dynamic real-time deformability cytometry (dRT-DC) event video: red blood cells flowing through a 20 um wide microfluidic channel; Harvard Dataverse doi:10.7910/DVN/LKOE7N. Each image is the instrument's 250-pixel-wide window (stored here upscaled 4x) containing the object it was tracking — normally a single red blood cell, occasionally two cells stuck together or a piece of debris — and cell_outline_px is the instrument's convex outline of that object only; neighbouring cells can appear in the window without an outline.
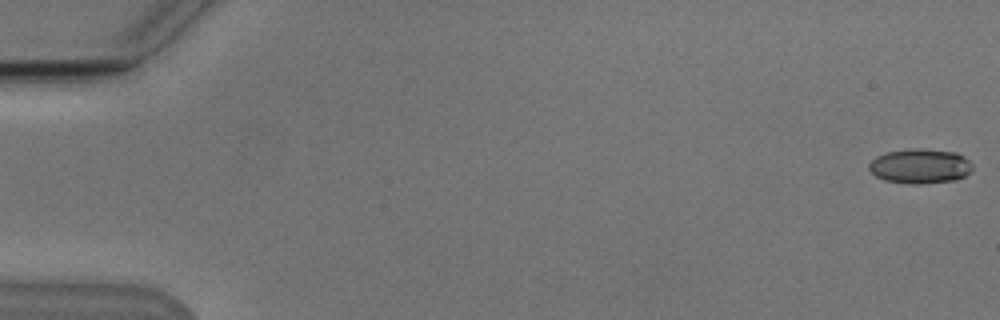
{"species": "Egyptian fruit bat (a non-hibernating species)", "species_latin": "Rousettus aegyptiacus", "temperature_condition": "cold", "stored_images_in_passage": 15, "camera_frame_rate_fps": 3000, "um_per_image_px": 0.085, "animal": {"sex": "male"}, "frame": {"image": 1, "passage_image": 1, "time_ms": 0.0, "image_size_px": [1000, 320], "cell_outline_px": [[972, 172], [964, 176], [952, 180], [920, 184], [912, 184], [884, 180], [876, 176], [868, 168], [868, 164], [876, 156], [888, 152], [912, 148], [920, 148], [956, 152], [964, 156], [972, 164]], "centroid_in_image_um": [78.21, 14.11], "position_along_channel_um": 6.8, "area_um2": 20.92}}
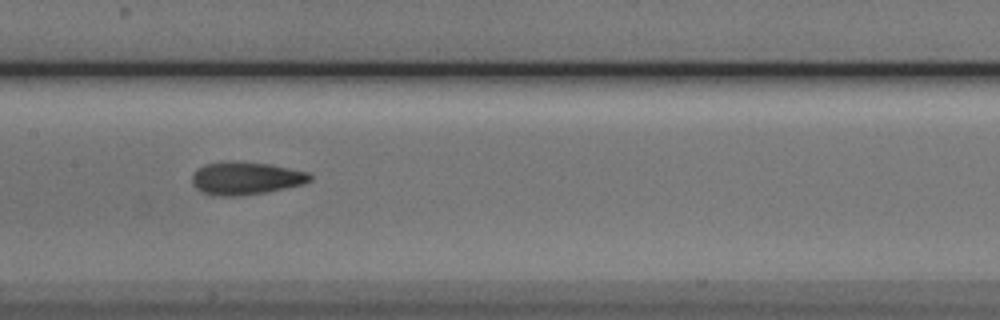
{"frame": {"image": 2, "passage_image": 8, "time_ms": 9.0, "image_size_px": [1000, 320], "cell_outline_px": [[312, 180], [304, 184], [264, 192], [240, 196], [220, 196], [200, 192], [192, 184], [192, 176], [204, 164], [228, 160], [236, 160], [272, 164], [308, 172], [312, 176]], "centroid_in_image_um": [20.9, 15.13], "position_along_channel_um": 186.5, "area_um2": 22.77}}
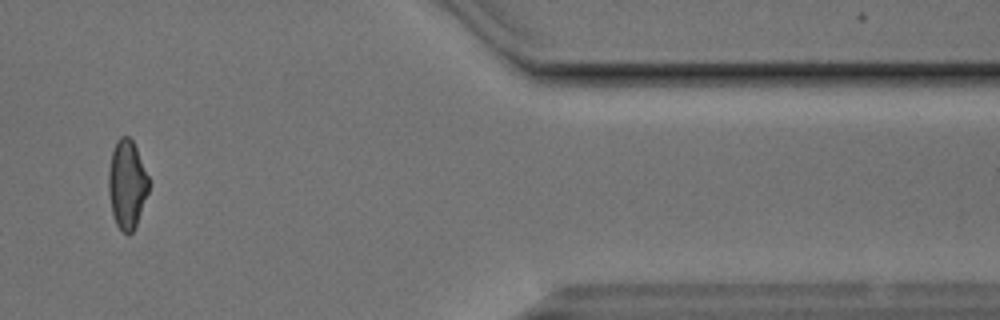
{"frame": {"image": 3, "passage_image": 13, "time_ms": 15.667, "image_size_px": [1000, 320], "cell_outline_px": [[148, 192], [136, 224], [132, 232], [128, 236], [116, 224], [112, 212], [108, 192], [108, 172], [112, 152], [116, 140], [120, 136], [128, 136], [132, 140], [136, 148], [148, 176]], "centroid_in_image_um": [10.77, 15.66], "position_along_channel_um": 400.6, "area_um2": 20.52}, "authors_computed_cell_mechanics": {"area_um2": 21.6172, "velocity_mm_per_s": 3.7698, "shape_relaxation_time_tau1_ms": 3.521, "shape_relaxation_time_tau2_ms": 1.6816, "deformation_change_tau1": 0.1366, "deformation_change_tau2": 0.0634}}